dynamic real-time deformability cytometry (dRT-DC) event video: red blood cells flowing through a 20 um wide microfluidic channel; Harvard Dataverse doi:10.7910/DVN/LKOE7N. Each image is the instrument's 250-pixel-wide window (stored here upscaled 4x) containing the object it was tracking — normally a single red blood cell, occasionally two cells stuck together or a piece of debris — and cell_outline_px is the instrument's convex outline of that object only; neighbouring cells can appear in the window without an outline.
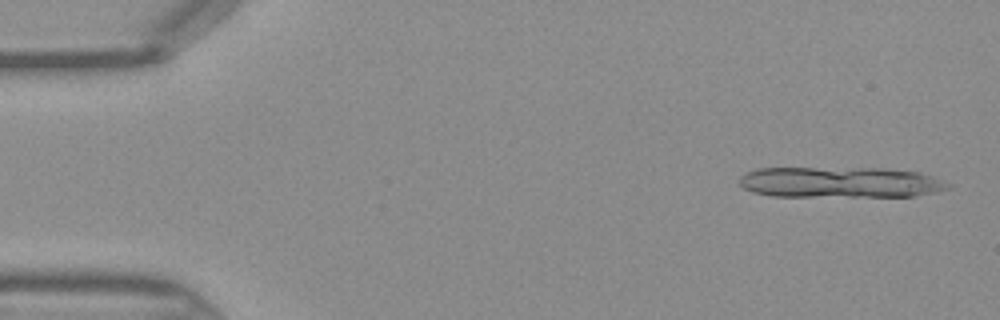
{"species": "Egyptian fruit bat (a non-hibernating species)", "species_latin": "Rousettus aegyptiacus", "temperature_condition": "warm", "stored_images_in_passage": 9, "camera_frame_rate_fps": 3000, "um_per_image_px": 0.085, "frame": {"image": 1, "passage_image": 2, "time_ms": 0.333, "image_size_px": [1000, 320], "cell_outline_px": [[952, 184], [948, 188], [932, 192], [912, 196], [772, 196], [752, 192], [744, 188], [740, 184], [740, 176], [756, 168], [884, 168], [920, 172], [932, 176]], "centroid_in_image_um": [71.4, 15.49], "position_along_channel_um": 13.6, "area_um2": 37.45}}